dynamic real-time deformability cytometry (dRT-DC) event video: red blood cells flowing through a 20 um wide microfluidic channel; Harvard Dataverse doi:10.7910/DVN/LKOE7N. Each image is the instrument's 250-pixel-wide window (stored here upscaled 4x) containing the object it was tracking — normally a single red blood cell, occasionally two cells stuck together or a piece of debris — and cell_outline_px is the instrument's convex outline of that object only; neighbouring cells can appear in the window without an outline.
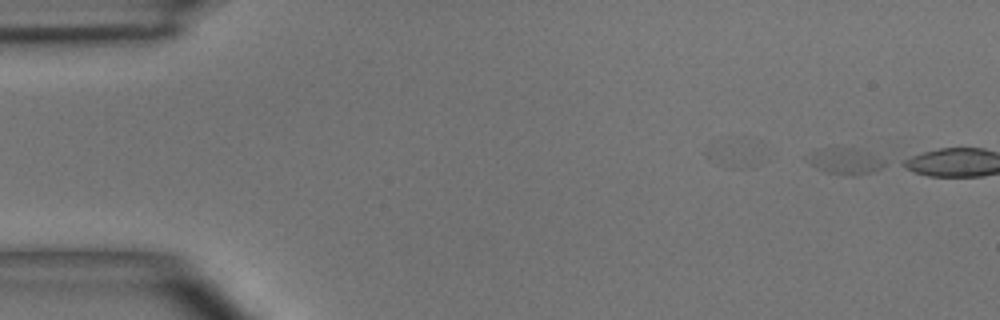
{"species": "common noctule bat (a hibernating species)", "species_latin": "Nyctalus noctula", "temperature_condition": "room temperature", "stored_images_in_passage": 2, "camera_frame_rate_fps": 3000, "um_per_image_px": 0.085, "animal": {"sex": "male", "body_mass_g": 15.6}, "frame": {"image": 1, "passage_image": 1, "time_ms": 0.0, "image_size_px": [1000, 320], "cell_outline_px": [[888, 164], [872, 172], [852, 176], [828, 172], [816, 168], [804, 156], [808, 152], [820, 148], [852, 148], [884, 160]], "centroid_in_image_um": [71.77, 13.7], "position_along_channel_um": 13.2, "area_um2": 11.56}}